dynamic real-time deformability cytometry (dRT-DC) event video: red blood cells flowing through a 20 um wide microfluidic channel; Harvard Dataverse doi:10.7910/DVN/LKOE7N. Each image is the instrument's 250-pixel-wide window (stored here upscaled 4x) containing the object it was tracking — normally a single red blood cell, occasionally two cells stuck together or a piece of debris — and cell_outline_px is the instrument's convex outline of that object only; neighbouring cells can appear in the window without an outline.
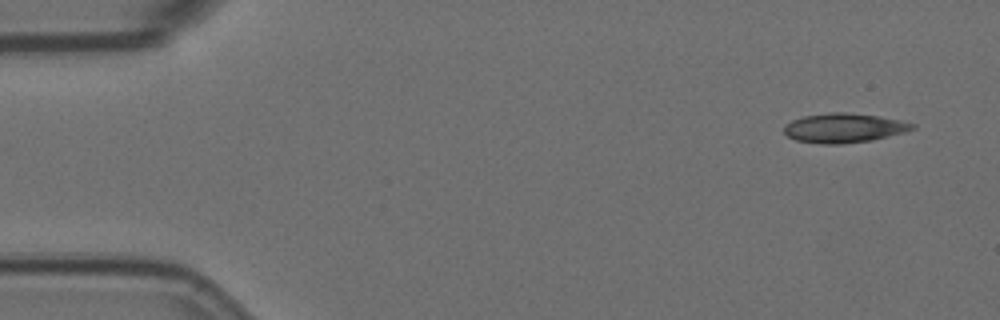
{"species": "Egyptian fruit bat (a non-hibernating species)", "species_latin": "Rousettus aegyptiacus", "temperature_condition": "room temperature", "stored_images_in_passage": 4, "camera_frame_rate_fps": 3000, "um_per_image_px": 0.085, "animal": {"sex": "female"}, "frame": {"image": 1, "passage_image": 1, "time_ms": 0.0, "image_size_px": [1000, 320], "cell_outline_px": [[916, 128], [904, 132], [872, 140], [840, 144], [820, 144], [796, 140], [788, 136], [784, 132], [784, 128], [792, 120], [804, 116], [828, 112], [848, 112], [876, 116], [900, 120], [916, 124]], "centroid_in_image_um": [71.74, 10.87], "position_along_channel_um": 13.3, "area_um2": 21.85}}